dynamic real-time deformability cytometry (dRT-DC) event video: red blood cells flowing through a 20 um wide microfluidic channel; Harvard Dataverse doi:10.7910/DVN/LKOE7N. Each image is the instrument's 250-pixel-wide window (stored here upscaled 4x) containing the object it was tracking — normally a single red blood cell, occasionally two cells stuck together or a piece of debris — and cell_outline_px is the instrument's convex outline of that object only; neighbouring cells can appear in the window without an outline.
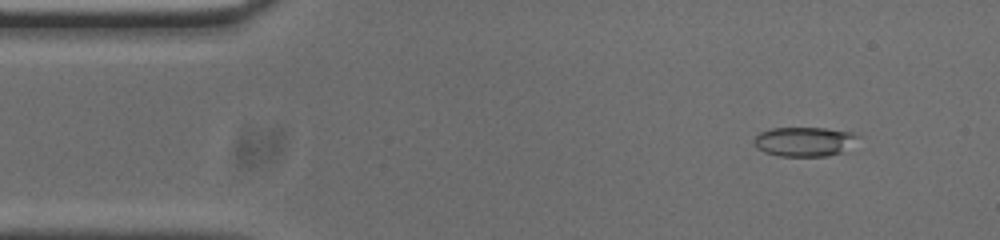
{"species": "common noctule bat (a hibernating species)", "species_latin": "Nyctalus noctula", "temperature_condition": "cold", "stored_images_in_passage": 51, "camera_frame_rate_fps": 3000, "um_per_image_px": 0.085, "animal": {"sex": "male", "body_mass_g": 20.0, "forearm_length_mm": 53.3}, "frame": {"image": 1, "passage_image": 4, "time_ms": 1.0, "image_size_px": [1000, 240], "cell_outline_px": [[860, 136], [844, 152], [824, 156], [780, 156], [764, 152], [756, 148], [752, 140], [760, 132], [772, 128], [824, 128], [860, 132]], "centroid_in_image_um": [68.4, 12.02], "position_along_channel_um": 16.6, "area_um2": 18.09}}
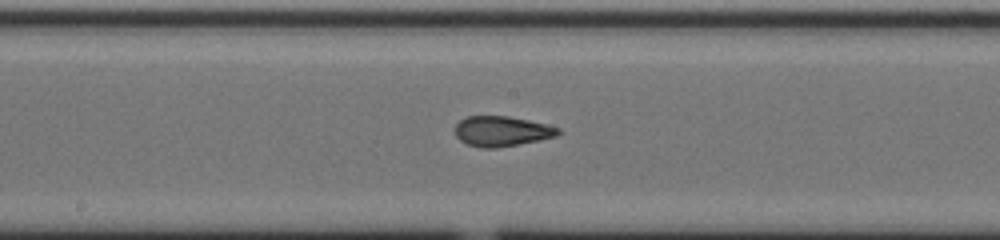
{"frame": {"image": 2, "passage_image": 25, "time_ms": 8.0, "image_size_px": [1000, 240], "cell_outline_px": [[560, 132], [556, 136], [540, 140], [496, 148], [480, 148], [468, 144], [460, 140], [456, 136], [456, 124], [460, 120], [468, 116], [508, 116], [528, 120], [560, 128]], "centroid_in_image_um": [42.64, 11.16], "position_along_channel_um": 205.6, "area_um2": 17.98}}
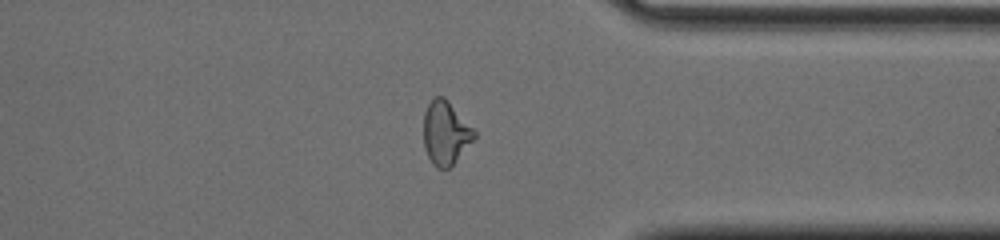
{"frame": {"image": 3, "passage_image": 39, "time_ms": 12.667, "image_size_px": [1000, 240], "cell_outline_px": [[476, 136], [456, 160], [448, 168], [436, 168], [428, 156], [424, 144], [424, 112], [428, 104], [436, 96], [444, 96], [448, 100], [476, 132]], "centroid_in_image_um": [37.86, 11.28], "position_along_channel_um": 373.5, "area_um2": 18.38}, "authors_computed_cell_mechanics": {"area_um2": 18.496, "velocity_mm_per_s": 3.7936, "shape_relaxation_time_tau1_ms": null, "shape_relaxation_time_tau2_ms": 1.8525, "deformation_change_tau1": null, "deformation_change_tau2": 0.0897}}